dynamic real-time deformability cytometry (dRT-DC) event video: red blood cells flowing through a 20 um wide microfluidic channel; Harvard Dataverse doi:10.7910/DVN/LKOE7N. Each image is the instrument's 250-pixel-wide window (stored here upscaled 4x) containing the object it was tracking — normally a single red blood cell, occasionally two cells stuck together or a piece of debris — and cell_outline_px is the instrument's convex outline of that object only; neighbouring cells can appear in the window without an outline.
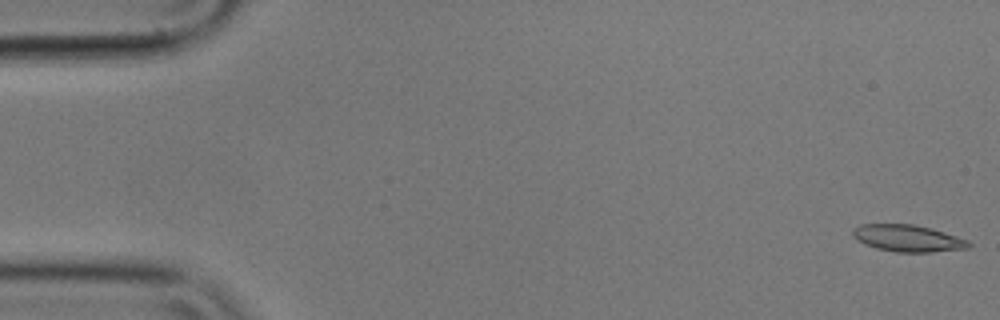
{"species": "common noctule bat (a hibernating species)", "species_latin": "Nyctalus noctula", "temperature_condition": "cold", "stored_images_in_passage": 57, "camera_frame_rate_fps": 3000, "um_per_image_px": 0.085, "animal": {"sex": "male", "body_mass_g": 17.9}, "frame": {"image": 1, "passage_image": 1, "time_ms": 0.0, "image_size_px": [1000, 320], "cell_outline_px": [[972, 244], [968, 248], [932, 252], [896, 252], [876, 248], [864, 244], [856, 240], [852, 236], [852, 232], [860, 224], [916, 224], [944, 232], [968, 240]], "centroid_in_image_um": [77.15, 20.25], "position_along_channel_um": 7.8, "area_um2": 18.15}}
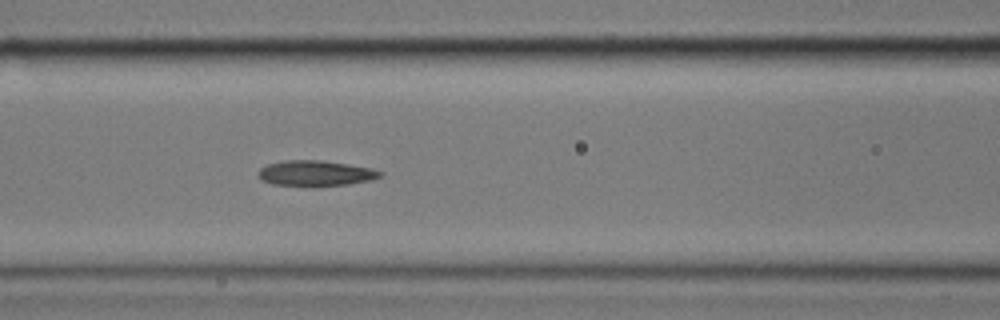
{"frame": {"image": 2, "passage_image": 23, "time_ms": 7.333, "image_size_px": [1000, 320], "cell_outline_px": [[384, 172], [380, 176], [372, 180], [348, 184], [312, 188], [272, 184], [260, 180], [256, 172], [260, 168], [268, 164], [288, 160], [320, 160], [348, 164], [372, 168]], "centroid_in_image_um": [26.79, 14.76], "position_along_channel_um": 139.8, "area_um2": 18.67}}
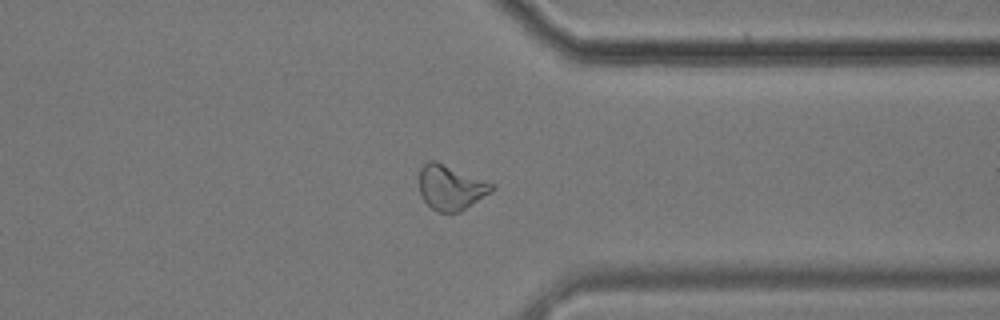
{"frame": {"image": 3, "passage_image": 43, "time_ms": 14.0, "image_size_px": [1000, 320], "cell_outline_px": [[496, 188], [492, 192], [460, 212], [440, 212], [432, 208], [420, 196], [420, 168], [428, 160], [436, 160], [496, 184]], "centroid_in_image_um": [38.35, 15.92], "position_along_channel_um": 373.0, "area_um2": 19.19}, "authors_computed_cell_mechanics": {"area_um2": 18.207, "velocity_mm_per_s": 3.5526, "shape_relaxation_time_tau1_ms": 6.6464, "shape_relaxation_time_tau2_ms": 5.7969, "deformation_change_tau1": 0.1625, "deformation_change_tau2": 0.1278}}